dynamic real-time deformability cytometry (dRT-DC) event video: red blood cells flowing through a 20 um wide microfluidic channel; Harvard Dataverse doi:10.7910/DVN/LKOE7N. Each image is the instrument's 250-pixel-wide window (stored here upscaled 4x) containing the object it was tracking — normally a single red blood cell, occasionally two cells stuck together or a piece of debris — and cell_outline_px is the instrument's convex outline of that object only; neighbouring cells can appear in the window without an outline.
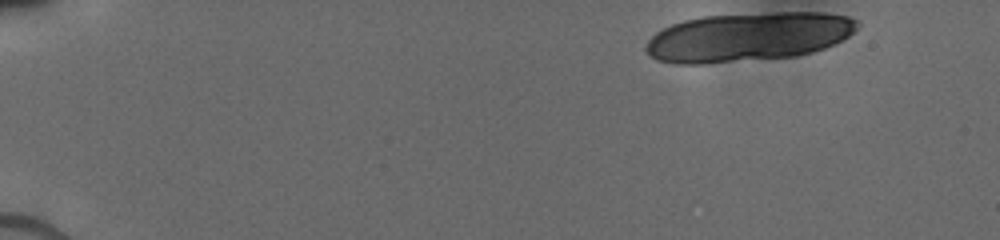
{"species": "human", "species_latin": "Homo sapiens", "temperature_condition": "cold", "stored_images_in_passage": 17, "camera_frame_rate_fps": 3000, "um_per_image_px": 0.085, "donor": {"sex": "male"}, "frame": {"image": 1, "passage_image": 1, "time_ms": 0.0, "image_size_px": [1000, 240], "cell_outline_px": [[860, 24], [848, 36], [824, 48], [812, 52], [796, 56], [704, 64], [676, 64], [656, 60], [648, 56], [644, 48], [648, 40], [656, 32], [672, 24], [684, 20], [704, 16], [776, 12], [824, 12], [848, 16], [856, 20]], "centroid_in_image_um": [63.55, 3.14], "position_along_channel_um": 21.4, "area_um2": 60.46}}
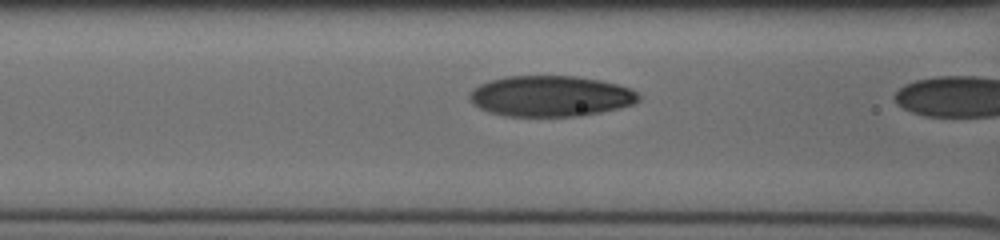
{"frame": {"image": 2, "passage_image": 16, "time_ms": 5.333, "image_size_px": [1000, 240], "cell_outline_px": [[640, 100], [632, 104], [620, 108], [580, 116], [508, 116], [488, 112], [472, 104], [468, 100], [468, 92], [472, 88], [480, 84], [504, 76], [576, 76], [600, 80], [616, 84], [628, 88], [636, 92], [640, 96]], "centroid_in_image_um": [46.75, 8.17], "position_along_channel_um": 119.9, "area_um2": 40.34}}